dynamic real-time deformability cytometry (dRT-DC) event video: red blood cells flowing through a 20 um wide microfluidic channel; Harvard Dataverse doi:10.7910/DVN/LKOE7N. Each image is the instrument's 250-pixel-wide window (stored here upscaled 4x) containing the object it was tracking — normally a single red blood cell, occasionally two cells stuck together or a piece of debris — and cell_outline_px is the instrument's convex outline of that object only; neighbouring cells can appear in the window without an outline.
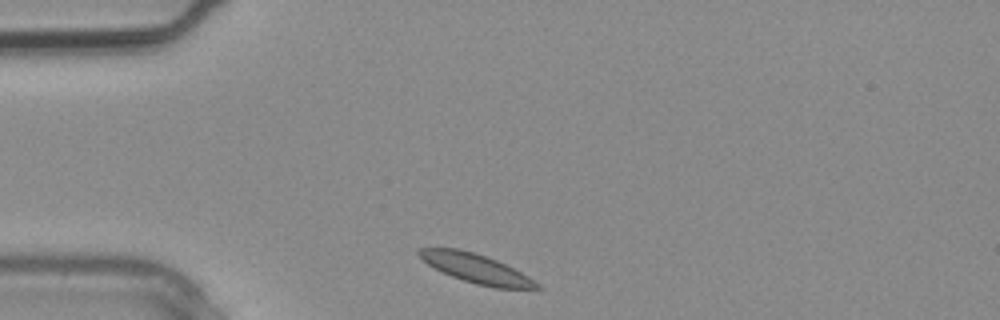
{"species": "common noctule bat (a hibernating species)", "species_latin": "Nyctalus noctula", "temperature_condition": "warm", "stored_images_in_passage": 3, "segment_of_instrument_passage": [1, 2], "camera_frame_rate_fps": 3000, "um_per_image_px": 0.085, "animal": {"sex": "male", "body_mass_g": 20.4}, "frame": {"image": 1, "passage_image": 2, "time_ms": 0.333, "image_size_px": [1000, 320], "cell_outline_px": [[544, 288], [496, 288], [476, 284], [452, 276], [428, 264], [416, 252], [420, 248], [460, 248], [496, 260], [528, 276], [540, 284]], "centroid_in_image_um": [40.48, 22.82], "position_along_channel_um": 44.5, "area_um2": 19.48}}